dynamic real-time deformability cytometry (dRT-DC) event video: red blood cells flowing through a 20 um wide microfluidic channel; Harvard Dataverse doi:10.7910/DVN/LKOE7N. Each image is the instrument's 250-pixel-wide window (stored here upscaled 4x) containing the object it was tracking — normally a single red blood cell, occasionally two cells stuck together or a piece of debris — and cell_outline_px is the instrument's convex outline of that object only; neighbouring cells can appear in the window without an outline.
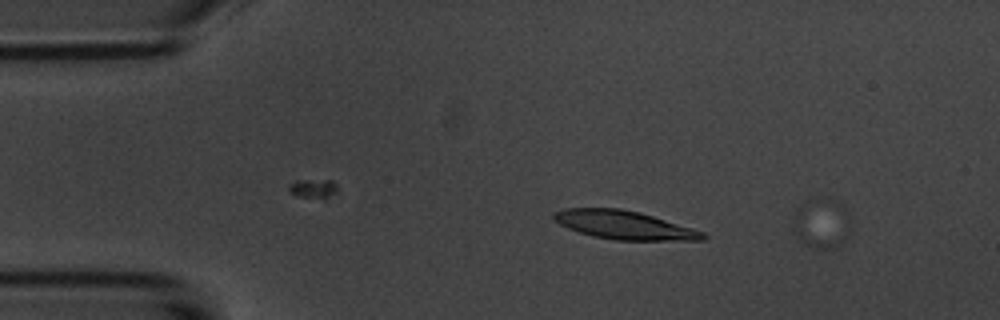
{"species": "common noctule bat (a hibernating species)", "species_latin": "Nyctalus noctula", "temperature_condition": "room temperature", "stored_images_in_passage": 8, "camera_frame_rate_fps": 3000, "um_per_image_px": 0.085, "animal": {"sex": "male", "body_mass_g": 20.1, "forearm_length_mm": 53.5}, "frame": {"image": 1, "passage_image": 7, "time_ms": 2.0, "image_size_px": [1000, 320], "cell_outline_px": [[708, 236], [704, 240], [616, 240], [592, 236], [568, 228], [560, 224], [552, 216], [552, 212], [564, 208], [620, 208], [640, 212], [692, 228], [704, 232]], "centroid_in_image_um": [53.05, 19.12], "position_along_channel_um": 32.0, "area_um2": 24.68}}